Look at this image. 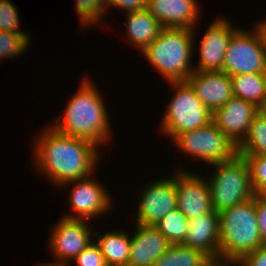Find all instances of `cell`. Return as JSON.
<instances>
[{
  "instance_id": "cell-1",
  "label": "cell",
  "mask_w": 266,
  "mask_h": 266,
  "mask_svg": "<svg viewBox=\"0 0 266 266\" xmlns=\"http://www.w3.org/2000/svg\"><path fill=\"white\" fill-rule=\"evenodd\" d=\"M34 138L33 162L37 170L58 187L92 176L101 161L97 145L83 138L64 135L52 126Z\"/></svg>"
},
{
  "instance_id": "cell-2",
  "label": "cell",
  "mask_w": 266,
  "mask_h": 266,
  "mask_svg": "<svg viewBox=\"0 0 266 266\" xmlns=\"http://www.w3.org/2000/svg\"><path fill=\"white\" fill-rule=\"evenodd\" d=\"M97 89L90 78L84 79L67 103L62 121L56 120L51 126L64 135L89 140L98 147L106 145L113 134L105 101Z\"/></svg>"
},
{
  "instance_id": "cell-3",
  "label": "cell",
  "mask_w": 266,
  "mask_h": 266,
  "mask_svg": "<svg viewBox=\"0 0 266 266\" xmlns=\"http://www.w3.org/2000/svg\"><path fill=\"white\" fill-rule=\"evenodd\" d=\"M196 31L188 28H163L143 51L150 65L168 82H186L194 72L192 54Z\"/></svg>"
},
{
  "instance_id": "cell-4",
  "label": "cell",
  "mask_w": 266,
  "mask_h": 266,
  "mask_svg": "<svg viewBox=\"0 0 266 266\" xmlns=\"http://www.w3.org/2000/svg\"><path fill=\"white\" fill-rule=\"evenodd\" d=\"M220 260L239 261L262 247L255 197L219 213Z\"/></svg>"
},
{
  "instance_id": "cell-5",
  "label": "cell",
  "mask_w": 266,
  "mask_h": 266,
  "mask_svg": "<svg viewBox=\"0 0 266 266\" xmlns=\"http://www.w3.org/2000/svg\"><path fill=\"white\" fill-rule=\"evenodd\" d=\"M214 166L211 178H206L213 210L220 213L256 196L245 158L236 154L226 162ZM216 168V169H215Z\"/></svg>"
},
{
  "instance_id": "cell-6",
  "label": "cell",
  "mask_w": 266,
  "mask_h": 266,
  "mask_svg": "<svg viewBox=\"0 0 266 266\" xmlns=\"http://www.w3.org/2000/svg\"><path fill=\"white\" fill-rule=\"evenodd\" d=\"M169 85L176 93L166 107L159 129L173 141L181 133L208 125L212 121V112L187 81L170 82Z\"/></svg>"
},
{
  "instance_id": "cell-7",
  "label": "cell",
  "mask_w": 266,
  "mask_h": 266,
  "mask_svg": "<svg viewBox=\"0 0 266 266\" xmlns=\"http://www.w3.org/2000/svg\"><path fill=\"white\" fill-rule=\"evenodd\" d=\"M196 161L208 165L226 162L237 154V148L211 121L208 125L179 134L172 142Z\"/></svg>"
},
{
  "instance_id": "cell-8",
  "label": "cell",
  "mask_w": 266,
  "mask_h": 266,
  "mask_svg": "<svg viewBox=\"0 0 266 266\" xmlns=\"http://www.w3.org/2000/svg\"><path fill=\"white\" fill-rule=\"evenodd\" d=\"M223 72L238 74H266V54L260 36L253 31L237 29L229 41L223 65Z\"/></svg>"
},
{
  "instance_id": "cell-9",
  "label": "cell",
  "mask_w": 266,
  "mask_h": 266,
  "mask_svg": "<svg viewBox=\"0 0 266 266\" xmlns=\"http://www.w3.org/2000/svg\"><path fill=\"white\" fill-rule=\"evenodd\" d=\"M87 222L90 221L62 217L54 225L48 244L55 256L52 264L69 265L72 259L93 242V227H89Z\"/></svg>"
},
{
  "instance_id": "cell-10",
  "label": "cell",
  "mask_w": 266,
  "mask_h": 266,
  "mask_svg": "<svg viewBox=\"0 0 266 266\" xmlns=\"http://www.w3.org/2000/svg\"><path fill=\"white\" fill-rule=\"evenodd\" d=\"M91 176L67 182L61 186L75 185L69 195V204L73 213H67L65 218L92 220L106 215L112 207V199L105 185L100 184Z\"/></svg>"
},
{
  "instance_id": "cell-11",
  "label": "cell",
  "mask_w": 266,
  "mask_h": 266,
  "mask_svg": "<svg viewBox=\"0 0 266 266\" xmlns=\"http://www.w3.org/2000/svg\"><path fill=\"white\" fill-rule=\"evenodd\" d=\"M138 198L136 224L154 226L168 212L177 208L175 173L172 177L147 184Z\"/></svg>"
},
{
  "instance_id": "cell-12",
  "label": "cell",
  "mask_w": 266,
  "mask_h": 266,
  "mask_svg": "<svg viewBox=\"0 0 266 266\" xmlns=\"http://www.w3.org/2000/svg\"><path fill=\"white\" fill-rule=\"evenodd\" d=\"M183 170L175 172L177 209L189 220L213 211L206 178Z\"/></svg>"
},
{
  "instance_id": "cell-13",
  "label": "cell",
  "mask_w": 266,
  "mask_h": 266,
  "mask_svg": "<svg viewBox=\"0 0 266 266\" xmlns=\"http://www.w3.org/2000/svg\"><path fill=\"white\" fill-rule=\"evenodd\" d=\"M230 21L224 17H216L209 25L201 39L199 61L194 66L195 71L223 72L225 53L232 37L238 27H231Z\"/></svg>"
},
{
  "instance_id": "cell-14",
  "label": "cell",
  "mask_w": 266,
  "mask_h": 266,
  "mask_svg": "<svg viewBox=\"0 0 266 266\" xmlns=\"http://www.w3.org/2000/svg\"><path fill=\"white\" fill-rule=\"evenodd\" d=\"M259 108L249 101L232 97L223 107L212 112V122L237 148L245 139Z\"/></svg>"
},
{
  "instance_id": "cell-15",
  "label": "cell",
  "mask_w": 266,
  "mask_h": 266,
  "mask_svg": "<svg viewBox=\"0 0 266 266\" xmlns=\"http://www.w3.org/2000/svg\"><path fill=\"white\" fill-rule=\"evenodd\" d=\"M187 82L211 112L223 107L233 97L231 76L222 71L194 70Z\"/></svg>"
},
{
  "instance_id": "cell-16",
  "label": "cell",
  "mask_w": 266,
  "mask_h": 266,
  "mask_svg": "<svg viewBox=\"0 0 266 266\" xmlns=\"http://www.w3.org/2000/svg\"><path fill=\"white\" fill-rule=\"evenodd\" d=\"M170 246L171 243L155 226L135 224L128 266H153Z\"/></svg>"
},
{
  "instance_id": "cell-17",
  "label": "cell",
  "mask_w": 266,
  "mask_h": 266,
  "mask_svg": "<svg viewBox=\"0 0 266 266\" xmlns=\"http://www.w3.org/2000/svg\"><path fill=\"white\" fill-rule=\"evenodd\" d=\"M196 0H148L147 10L163 28L194 30L200 19Z\"/></svg>"
},
{
  "instance_id": "cell-18",
  "label": "cell",
  "mask_w": 266,
  "mask_h": 266,
  "mask_svg": "<svg viewBox=\"0 0 266 266\" xmlns=\"http://www.w3.org/2000/svg\"><path fill=\"white\" fill-rule=\"evenodd\" d=\"M183 245L203 251L213 261L220 260L219 213L213 210L190 219Z\"/></svg>"
},
{
  "instance_id": "cell-19",
  "label": "cell",
  "mask_w": 266,
  "mask_h": 266,
  "mask_svg": "<svg viewBox=\"0 0 266 266\" xmlns=\"http://www.w3.org/2000/svg\"><path fill=\"white\" fill-rule=\"evenodd\" d=\"M126 31L129 42L142 52L163 29L160 22L147 9L126 13Z\"/></svg>"
},
{
  "instance_id": "cell-20",
  "label": "cell",
  "mask_w": 266,
  "mask_h": 266,
  "mask_svg": "<svg viewBox=\"0 0 266 266\" xmlns=\"http://www.w3.org/2000/svg\"><path fill=\"white\" fill-rule=\"evenodd\" d=\"M93 236H97L96 244L108 266H128L131 236L127 232L114 229L103 234L98 231Z\"/></svg>"
},
{
  "instance_id": "cell-21",
  "label": "cell",
  "mask_w": 266,
  "mask_h": 266,
  "mask_svg": "<svg viewBox=\"0 0 266 266\" xmlns=\"http://www.w3.org/2000/svg\"><path fill=\"white\" fill-rule=\"evenodd\" d=\"M231 84L233 97L249 101L257 108L266 101V74L233 75Z\"/></svg>"
},
{
  "instance_id": "cell-22",
  "label": "cell",
  "mask_w": 266,
  "mask_h": 266,
  "mask_svg": "<svg viewBox=\"0 0 266 266\" xmlns=\"http://www.w3.org/2000/svg\"><path fill=\"white\" fill-rule=\"evenodd\" d=\"M212 261L203 251L183 244H171L153 266H210Z\"/></svg>"
},
{
  "instance_id": "cell-23",
  "label": "cell",
  "mask_w": 266,
  "mask_h": 266,
  "mask_svg": "<svg viewBox=\"0 0 266 266\" xmlns=\"http://www.w3.org/2000/svg\"><path fill=\"white\" fill-rule=\"evenodd\" d=\"M237 154L266 156V119L259 113L253 118L245 139L237 147Z\"/></svg>"
},
{
  "instance_id": "cell-24",
  "label": "cell",
  "mask_w": 266,
  "mask_h": 266,
  "mask_svg": "<svg viewBox=\"0 0 266 266\" xmlns=\"http://www.w3.org/2000/svg\"><path fill=\"white\" fill-rule=\"evenodd\" d=\"M189 219L179 209L168 212L154 226L171 244H183L188 231Z\"/></svg>"
},
{
  "instance_id": "cell-25",
  "label": "cell",
  "mask_w": 266,
  "mask_h": 266,
  "mask_svg": "<svg viewBox=\"0 0 266 266\" xmlns=\"http://www.w3.org/2000/svg\"><path fill=\"white\" fill-rule=\"evenodd\" d=\"M75 10L82 27H88L104 21L102 17L106 12V0H76Z\"/></svg>"
},
{
  "instance_id": "cell-26",
  "label": "cell",
  "mask_w": 266,
  "mask_h": 266,
  "mask_svg": "<svg viewBox=\"0 0 266 266\" xmlns=\"http://www.w3.org/2000/svg\"><path fill=\"white\" fill-rule=\"evenodd\" d=\"M250 169L251 183L256 195L266 196V156L240 155Z\"/></svg>"
},
{
  "instance_id": "cell-27",
  "label": "cell",
  "mask_w": 266,
  "mask_h": 266,
  "mask_svg": "<svg viewBox=\"0 0 266 266\" xmlns=\"http://www.w3.org/2000/svg\"><path fill=\"white\" fill-rule=\"evenodd\" d=\"M30 41L23 34L4 32L0 30V58H13L25 53Z\"/></svg>"
},
{
  "instance_id": "cell-28",
  "label": "cell",
  "mask_w": 266,
  "mask_h": 266,
  "mask_svg": "<svg viewBox=\"0 0 266 266\" xmlns=\"http://www.w3.org/2000/svg\"><path fill=\"white\" fill-rule=\"evenodd\" d=\"M18 7L9 0H0V30L4 32L23 34L29 41V33L19 30Z\"/></svg>"
},
{
  "instance_id": "cell-29",
  "label": "cell",
  "mask_w": 266,
  "mask_h": 266,
  "mask_svg": "<svg viewBox=\"0 0 266 266\" xmlns=\"http://www.w3.org/2000/svg\"><path fill=\"white\" fill-rule=\"evenodd\" d=\"M72 261L76 266H108L96 242L89 244Z\"/></svg>"
},
{
  "instance_id": "cell-30",
  "label": "cell",
  "mask_w": 266,
  "mask_h": 266,
  "mask_svg": "<svg viewBox=\"0 0 266 266\" xmlns=\"http://www.w3.org/2000/svg\"><path fill=\"white\" fill-rule=\"evenodd\" d=\"M257 221L261 234L262 246H266V196H255Z\"/></svg>"
},
{
  "instance_id": "cell-31",
  "label": "cell",
  "mask_w": 266,
  "mask_h": 266,
  "mask_svg": "<svg viewBox=\"0 0 266 266\" xmlns=\"http://www.w3.org/2000/svg\"><path fill=\"white\" fill-rule=\"evenodd\" d=\"M148 0H106V8H122L127 13L147 9Z\"/></svg>"
},
{
  "instance_id": "cell-32",
  "label": "cell",
  "mask_w": 266,
  "mask_h": 266,
  "mask_svg": "<svg viewBox=\"0 0 266 266\" xmlns=\"http://www.w3.org/2000/svg\"><path fill=\"white\" fill-rule=\"evenodd\" d=\"M239 262L242 266H266V246L245 255Z\"/></svg>"
},
{
  "instance_id": "cell-33",
  "label": "cell",
  "mask_w": 266,
  "mask_h": 266,
  "mask_svg": "<svg viewBox=\"0 0 266 266\" xmlns=\"http://www.w3.org/2000/svg\"><path fill=\"white\" fill-rule=\"evenodd\" d=\"M257 27H255L254 29H256V31L258 32L262 45H263V50L266 54V19L261 21H258L257 24L255 25Z\"/></svg>"
},
{
  "instance_id": "cell-34",
  "label": "cell",
  "mask_w": 266,
  "mask_h": 266,
  "mask_svg": "<svg viewBox=\"0 0 266 266\" xmlns=\"http://www.w3.org/2000/svg\"><path fill=\"white\" fill-rule=\"evenodd\" d=\"M210 266H242V264L239 261L215 260Z\"/></svg>"
},
{
  "instance_id": "cell-35",
  "label": "cell",
  "mask_w": 266,
  "mask_h": 266,
  "mask_svg": "<svg viewBox=\"0 0 266 266\" xmlns=\"http://www.w3.org/2000/svg\"><path fill=\"white\" fill-rule=\"evenodd\" d=\"M259 114L266 119V101L259 107Z\"/></svg>"
},
{
  "instance_id": "cell-36",
  "label": "cell",
  "mask_w": 266,
  "mask_h": 266,
  "mask_svg": "<svg viewBox=\"0 0 266 266\" xmlns=\"http://www.w3.org/2000/svg\"><path fill=\"white\" fill-rule=\"evenodd\" d=\"M39 266H71V263L69 265H56V264H52V263H45V264H40Z\"/></svg>"
}]
</instances>
